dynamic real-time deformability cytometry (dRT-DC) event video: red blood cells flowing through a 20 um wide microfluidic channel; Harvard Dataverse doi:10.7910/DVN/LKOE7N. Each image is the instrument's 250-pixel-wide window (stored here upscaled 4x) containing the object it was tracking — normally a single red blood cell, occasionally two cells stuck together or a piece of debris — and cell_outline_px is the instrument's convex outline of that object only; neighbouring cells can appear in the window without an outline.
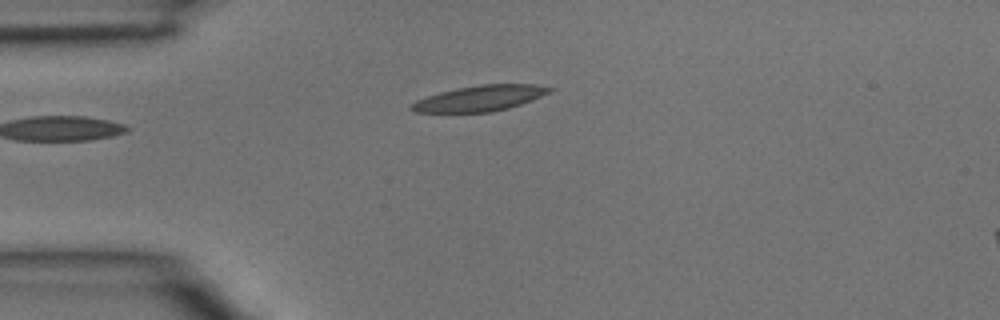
{"species": "common noctule bat (a hibernating species)", "species_latin": "Nyctalus noctula", "temperature_condition": "room temperature", "stored_images_in_passage": 3, "camera_frame_rate_fps": 3000, "um_per_image_px": 0.085, "animal": {"sex": "male", "body_mass_g": 15.6}, "frame": {"image": 1, "passage_image": 2, "time_ms": 0.333, "image_size_px": [1000, 320], "cell_outline_px": [[556, 88], [552, 92], [520, 104], [508, 108], [492, 112], [416, 112], [408, 108], [416, 100], [440, 92], [456, 88], [480, 84], [532, 84]], "centroid_in_image_um": [40.81, 8.35], "position_along_channel_um": 44.2, "area_um2": 20.58}}